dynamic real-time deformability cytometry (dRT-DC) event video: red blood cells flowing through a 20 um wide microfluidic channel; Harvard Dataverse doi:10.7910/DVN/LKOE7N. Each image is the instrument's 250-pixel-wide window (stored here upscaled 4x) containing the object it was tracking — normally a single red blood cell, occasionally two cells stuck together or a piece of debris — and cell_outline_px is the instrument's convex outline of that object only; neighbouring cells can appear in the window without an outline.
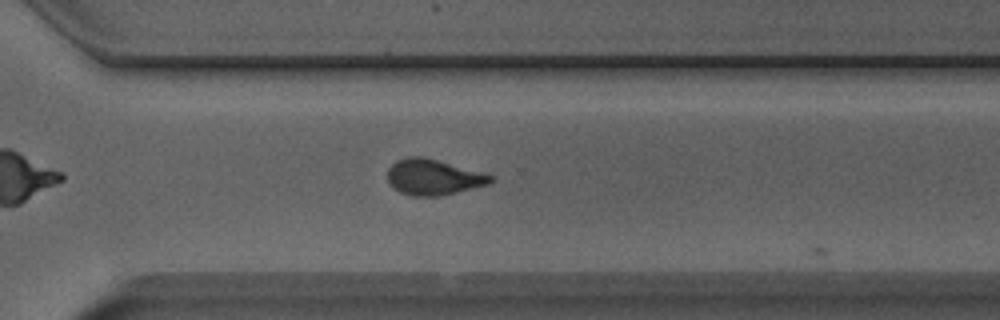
{"species": "Egyptian fruit bat (a non-hibernating species)", "species_latin": "Rousettus aegyptiacus", "temperature_condition": "room temperature", "stored_images_in_passage": 26, "camera_frame_rate_fps": 3000, "um_per_image_px": 0.085, "animal": {"sex": "male"}, "frame": {"image": 1, "passage_image": 25, "time_ms": 8.0, "image_size_px": [1000, 320], "cell_outline_px": [[496, 180], [488, 184], [440, 196], [412, 196], [400, 192], [392, 188], [388, 180], [388, 168], [396, 160], [404, 156], [420, 156], [436, 160], [496, 176]], "centroid_in_image_um": [36.81, 15.06], "position_along_channel_um": 333.8, "area_um2": 21.44}}